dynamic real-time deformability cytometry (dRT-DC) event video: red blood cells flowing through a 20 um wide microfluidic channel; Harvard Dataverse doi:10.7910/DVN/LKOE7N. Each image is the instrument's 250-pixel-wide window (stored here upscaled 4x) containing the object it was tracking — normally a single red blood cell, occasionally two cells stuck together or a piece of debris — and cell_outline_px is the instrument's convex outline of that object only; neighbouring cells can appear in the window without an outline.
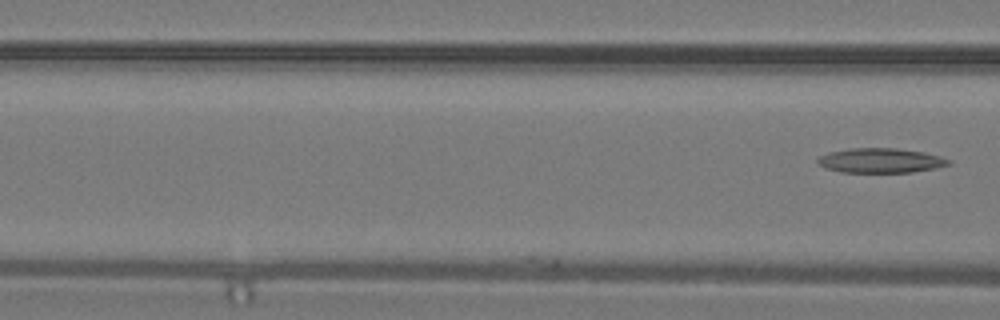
{"species": "common noctule bat (a hibernating species)", "species_latin": "Nyctalus noctula", "temperature_condition": "warm", "stored_images_in_passage": 18, "camera_frame_rate_fps": 3000, "um_per_image_px": 0.085, "animal": {"sex": "male", "body_mass_g": 19.2, "forearm_length_mm": 51.8}, "frame": {"image": 1, "passage_image": 18, "time_ms": 5.667, "image_size_px": [1000, 320], "cell_outline_px": [[952, 164], [936, 168], [912, 172], [840, 172], [824, 168], [816, 160], [820, 156], [828, 152], [852, 148], [896, 148], [924, 152], [940, 156], [952, 160]], "centroid_in_image_um": [74.88, 13.64], "position_along_channel_um": 91.7, "area_um2": 18.9}}